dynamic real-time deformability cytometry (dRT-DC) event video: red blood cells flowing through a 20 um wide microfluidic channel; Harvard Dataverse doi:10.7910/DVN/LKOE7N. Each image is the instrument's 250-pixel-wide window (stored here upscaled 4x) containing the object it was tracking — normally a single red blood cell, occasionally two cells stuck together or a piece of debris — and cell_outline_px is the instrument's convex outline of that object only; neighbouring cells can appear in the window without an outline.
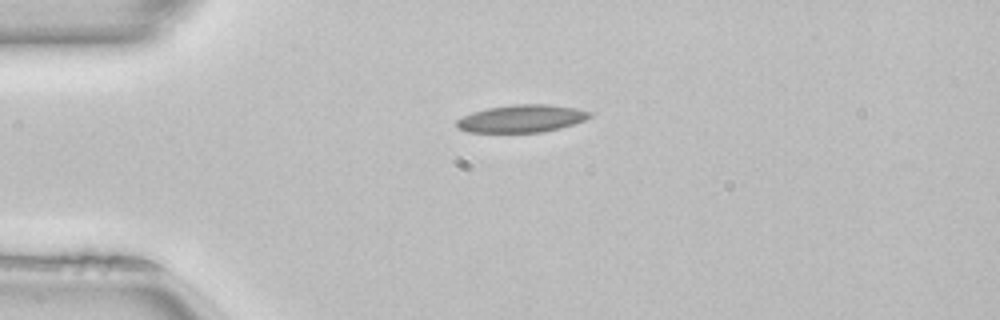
{"species": "common noctule bat (a hibernating species)", "species_latin": "Nyctalus noctula", "temperature_condition": "room temperature", "stored_images_in_passage": 39, "camera_frame_rate_fps": 3000, "um_per_image_px": 0.085, "animal": {"sex": "female", "body_mass_g": 22.7, "forearm_length_mm": 54.2}, "frame": {"image": 1, "passage_image": 1, "time_ms": 0.0, "image_size_px": [1000, 320], "cell_outline_px": [[592, 116], [584, 120], [560, 128], [544, 132], [468, 132], [456, 128], [456, 120], [472, 112], [488, 108], [516, 104], [548, 104], [576, 108], [592, 112]], "centroid_in_image_um": [44.34, 10.08], "position_along_channel_um": 40.7, "area_um2": 21.33}}
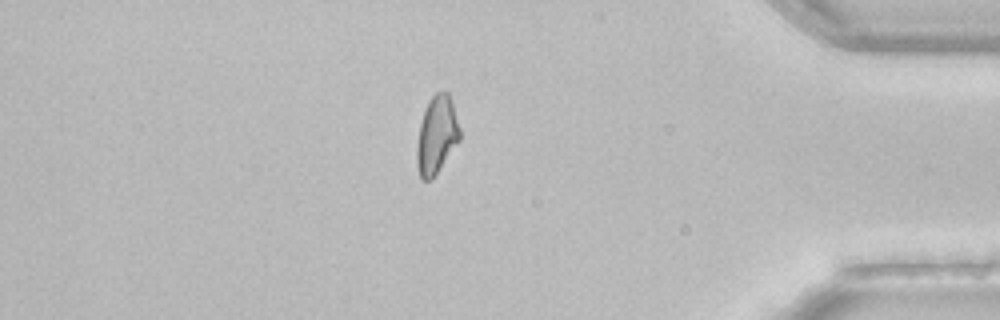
{"frame": {"image": 2, "passage_image": 32, "time_ms": 10.333, "image_size_px": [1000, 320], "cell_outline_px": [[460, 140], [432, 180], [420, 180], [416, 164], [416, 144], [420, 124], [428, 100], [436, 92], [448, 92], [452, 100], [460, 128]], "centroid_in_image_um": [37.11, 11.5], "position_along_channel_um": 398.1, "area_um2": 19.71}}